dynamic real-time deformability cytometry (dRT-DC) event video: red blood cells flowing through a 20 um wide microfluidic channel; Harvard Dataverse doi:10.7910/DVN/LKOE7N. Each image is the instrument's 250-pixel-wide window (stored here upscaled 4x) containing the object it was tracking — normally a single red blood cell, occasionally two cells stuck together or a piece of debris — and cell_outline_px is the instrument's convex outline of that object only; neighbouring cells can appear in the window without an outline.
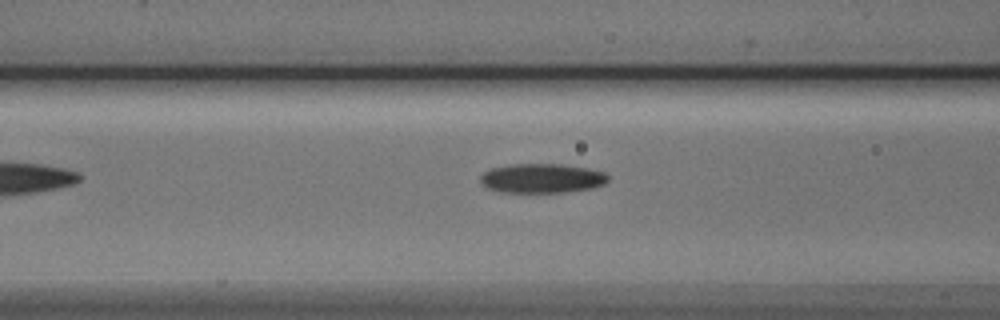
{"species": "Egyptian fruit bat (a non-hibernating species)", "species_latin": "Rousettus aegyptiacus", "temperature_condition": "cold", "stored_images_in_passage": 7, "camera_frame_rate_fps": 3000, "um_per_image_px": 0.085, "animal": {"sex": "male"}, "frame": {"image": 1, "passage_image": 5, "time_ms": 1.333, "image_size_px": [1000, 320], "cell_outline_px": [[608, 180], [604, 184], [592, 188], [564, 192], [500, 192], [488, 188], [480, 184], [480, 176], [484, 172], [492, 168], [512, 164], [560, 164], [584, 168], [604, 172], [608, 176]], "centroid_in_image_um": [46.03, 15.16], "position_along_channel_um": 120.6, "area_um2": 21.73}}